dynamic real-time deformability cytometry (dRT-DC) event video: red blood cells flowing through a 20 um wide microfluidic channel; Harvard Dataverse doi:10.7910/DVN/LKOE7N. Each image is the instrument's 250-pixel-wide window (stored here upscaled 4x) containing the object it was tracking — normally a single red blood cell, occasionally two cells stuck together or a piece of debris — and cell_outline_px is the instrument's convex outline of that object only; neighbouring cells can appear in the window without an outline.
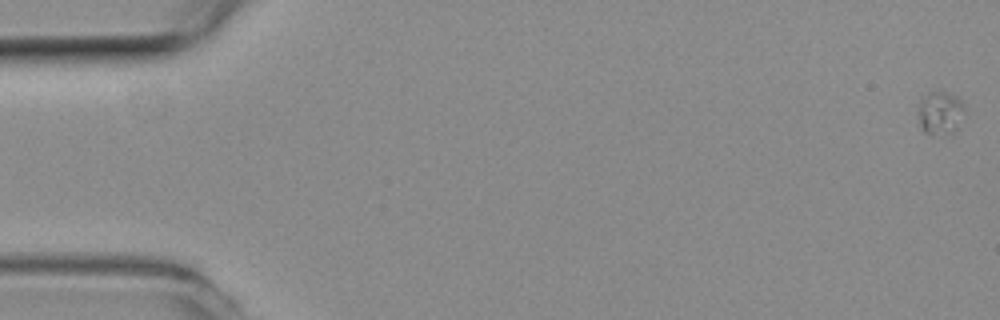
{"species": "common noctule bat (a hibernating species)", "species_latin": "Nyctalus noctula", "temperature_condition": "room temperature", "stored_images_in_passage": 57, "camera_frame_rate_fps": 3000, "um_per_image_px": 0.085, "animal": {"sex": "female", "body_mass_g": 19.3, "forearm_length_mm": 54.1}, "frame": {"image": 1, "passage_image": 1, "time_ms": 0.0, "image_size_px": [1000, 320], "cell_outline_px": [[964, 112], [956, 128], [948, 132], [924, 132], [920, 128], [920, 104], [924, 96], [932, 92], [944, 92], [956, 96], [964, 104]], "centroid_in_image_um": [79.94, 9.55], "position_along_channel_um": 5.1, "area_um2": 10.87}}
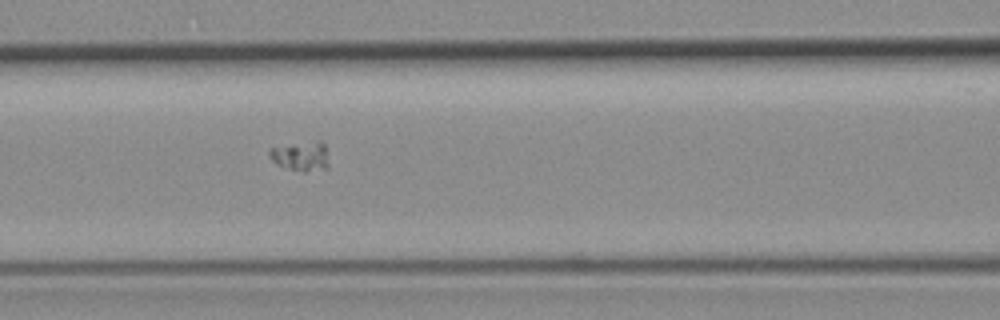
{"frame": {"image": 2, "passage_image": 25, "time_ms": 8.0, "image_size_px": [1000, 320], "cell_outline_px": [[328, 168], [304, 172], [276, 164], [268, 156], [268, 152], [272, 148], [316, 140], [320, 140], [324, 144], [328, 164]], "centroid_in_image_um": [25.59, 13.27], "position_along_channel_um": 141.0, "area_um2": 10.0}}
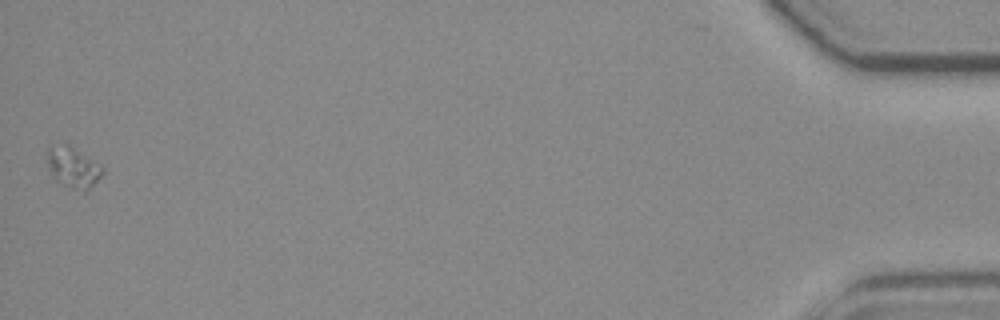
{"frame": {"image": 3, "passage_image": 57, "time_ms": 18.667, "image_size_px": [1000, 320], "cell_outline_px": [[104, 172], [88, 192], [84, 192], [72, 188], [56, 180], [52, 176], [48, 168], [48, 144], [64, 140], [100, 164], [104, 168]], "centroid_in_image_um": [6.2, 14.16], "position_along_channel_um": 429.0, "area_um2": 13.7}}